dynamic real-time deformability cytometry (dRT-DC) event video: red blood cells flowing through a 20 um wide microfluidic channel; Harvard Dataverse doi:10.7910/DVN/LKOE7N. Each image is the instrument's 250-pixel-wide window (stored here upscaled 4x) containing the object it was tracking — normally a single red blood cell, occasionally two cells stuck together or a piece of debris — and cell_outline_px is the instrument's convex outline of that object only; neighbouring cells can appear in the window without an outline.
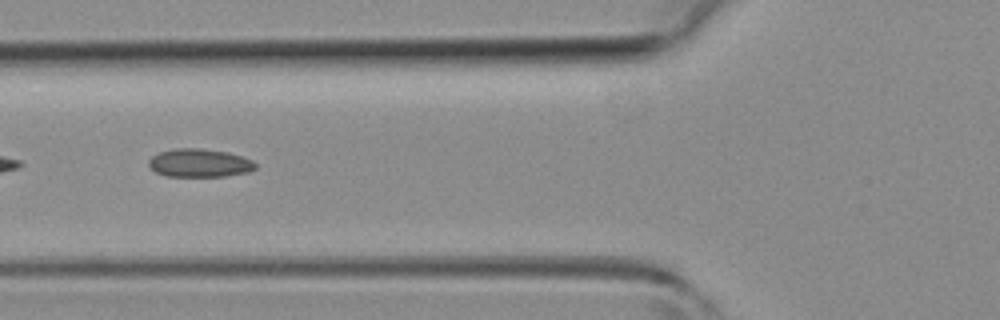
{"species": "common noctule bat (a hibernating species)", "species_latin": "Nyctalus noctula", "temperature_condition": "room temperature", "stored_images_in_passage": 15, "camera_frame_rate_fps": 3000, "um_per_image_px": 0.085, "animal": {"sex": "female", "body_mass_g": 19.3, "forearm_length_mm": 54.1}, "frame": {"image": 1, "passage_image": 9, "time_ms": 2.667, "image_size_px": [1000, 320], "cell_outline_px": [[256, 168], [248, 172], [224, 176], [168, 176], [156, 172], [148, 164], [148, 160], [152, 156], [160, 152], [176, 148], [200, 148], [228, 152], [252, 160], [256, 164]], "centroid_in_image_um": [16.96, 13.85], "position_along_channel_um": 108.8, "area_um2": 17.46}}